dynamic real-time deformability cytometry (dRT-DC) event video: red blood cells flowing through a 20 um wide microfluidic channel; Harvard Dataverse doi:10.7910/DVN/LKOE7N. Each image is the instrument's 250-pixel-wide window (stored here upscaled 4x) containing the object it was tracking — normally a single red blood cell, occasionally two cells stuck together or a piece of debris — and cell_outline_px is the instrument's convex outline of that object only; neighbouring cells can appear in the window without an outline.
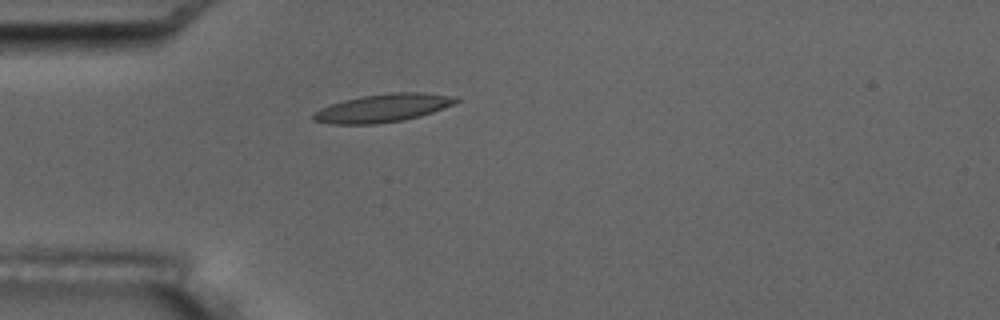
{"species": "common noctule bat (a hibernating species)", "species_latin": "Nyctalus noctula", "temperature_condition": "room temperature", "stored_images_in_passage": 4, "camera_frame_rate_fps": 3000, "um_per_image_px": 0.085, "animal": {"sex": "male", "body_mass_g": 17.5, "forearm_length_mm": 52.3}, "frame": {"image": 1, "passage_image": 4, "time_ms": 3.333, "image_size_px": [1000, 320], "cell_outline_px": [[460, 100], [456, 104], [420, 116], [404, 120], [376, 124], [328, 124], [312, 120], [312, 112], [320, 108], [344, 100], [360, 96], [392, 92], [424, 92], [460, 96]], "centroid_in_image_um": [32.58, 9.17], "position_along_channel_um": 52.4, "area_um2": 23.81}}